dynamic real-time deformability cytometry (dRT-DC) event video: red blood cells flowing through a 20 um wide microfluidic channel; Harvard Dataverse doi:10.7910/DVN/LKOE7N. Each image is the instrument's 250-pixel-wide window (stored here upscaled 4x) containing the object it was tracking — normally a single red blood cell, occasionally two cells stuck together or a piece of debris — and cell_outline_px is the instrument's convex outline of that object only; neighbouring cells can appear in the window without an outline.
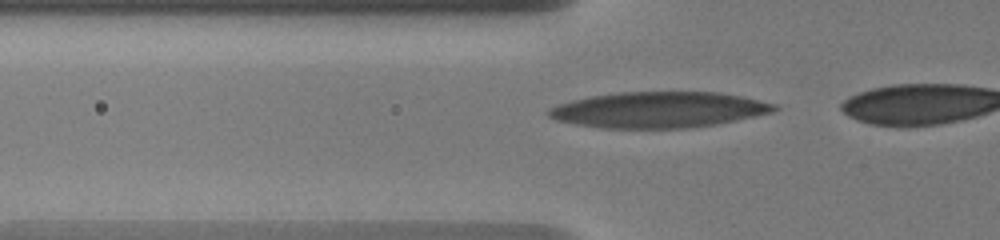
{"species": "human", "species_latin": "Homo sapiens", "temperature_condition": "warm", "stored_images_in_passage": 20, "camera_frame_rate_fps": 3000, "um_per_image_px": 0.085, "donor": {"sex": "male"}, "frame": {"image": 1, "passage_image": 16, "time_ms": 4.667, "image_size_px": [1000, 240], "cell_outline_px": [[780, 108], [772, 112], [736, 120], [716, 124], [688, 128], [604, 128], [576, 124], [556, 120], [548, 116], [544, 112], [548, 108], [572, 100], [592, 96], [616, 92], [720, 92], [740, 96], [776, 104]], "centroid_in_image_um": [55.97, 9.33], "position_along_channel_um": 69.8, "area_um2": 47.11}}